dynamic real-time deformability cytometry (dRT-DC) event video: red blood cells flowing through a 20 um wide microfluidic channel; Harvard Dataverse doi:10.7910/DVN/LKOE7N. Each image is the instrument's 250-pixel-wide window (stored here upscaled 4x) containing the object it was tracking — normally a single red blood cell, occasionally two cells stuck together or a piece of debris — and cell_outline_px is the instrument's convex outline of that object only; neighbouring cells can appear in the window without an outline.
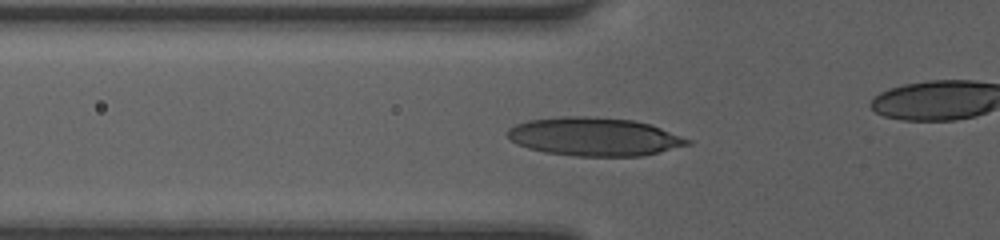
{"species": "human", "species_latin": "Homo sapiens", "temperature_condition": "room temperature", "stored_images_in_passage": 39, "camera_frame_rate_fps": 3000, "um_per_image_px": 0.085, "donor": {"sex": "female"}, "frame": {"image": 1, "passage_image": 16, "time_ms": 5.0, "image_size_px": [1000, 240], "cell_outline_px": [[692, 144], [640, 156], [576, 156], [544, 152], [528, 148], [516, 144], [508, 136], [508, 128], [516, 124], [528, 120], [560, 116], [584, 116], [632, 120], [648, 124], [660, 128], [692, 140]], "centroid_in_image_um": [50.48, 11.62], "position_along_channel_um": 75.3, "area_um2": 40.0}}
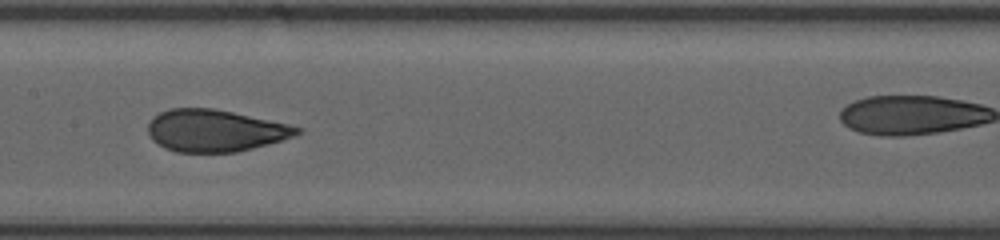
{"frame": {"image": 2, "passage_image": 24, "time_ms": 7.667, "image_size_px": [1000, 240], "cell_outline_px": [[304, 128], [300, 132], [292, 136], [268, 144], [236, 152], [176, 152], [164, 148], [152, 140], [148, 132], [148, 124], [152, 116], [168, 108], [212, 108], [232, 112], [288, 124]], "centroid_in_image_um": [18.23, 11.1], "position_along_channel_um": 189.2, "area_um2": 36.36}}
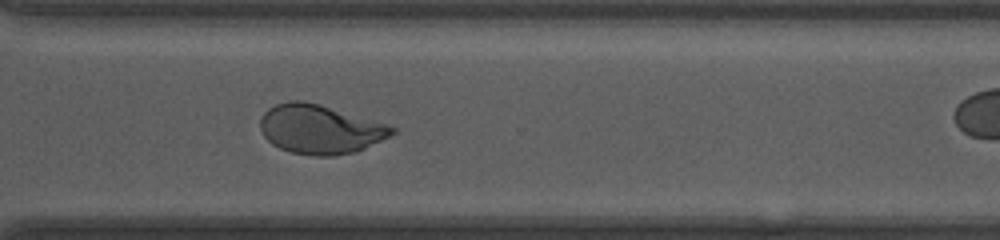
{"frame": {"image": 3, "passage_image": 35, "time_ms": 11.333, "image_size_px": [1000, 240], "cell_outline_px": [[396, 132], [364, 148], [352, 152], [336, 156], [316, 156], [292, 152], [280, 148], [272, 144], [264, 136], [260, 128], [260, 120], [264, 112], [268, 108], [276, 104], [288, 100], [304, 100], [320, 104], [388, 124], [396, 128]], "centroid_in_image_um": [27.18, 10.97], "position_along_channel_um": 343.4, "area_um2": 37.63}}